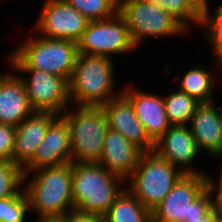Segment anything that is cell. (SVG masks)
<instances>
[{"label":"cell","mask_w":222,"mask_h":222,"mask_svg":"<svg viewBox=\"0 0 222 222\" xmlns=\"http://www.w3.org/2000/svg\"><path fill=\"white\" fill-rule=\"evenodd\" d=\"M23 186L29 209L36 215H62L74 210L72 163L24 174Z\"/></svg>","instance_id":"1"},{"label":"cell","mask_w":222,"mask_h":222,"mask_svg":"<svg viewBox=\"0 0 222 222\" xmlns=\"http://www.w3.org/2000/svg\"><path fill=\"white\" fill-rule=\"evenodd\" d=\"M33 34L35 35L26 38V41H21L7 56L9 67L42 70L61 76L69 82L78 56L77 43L71 40L48 39L34 32Z\"/></svg>","instance_id":"2"},{"label":"cell","mask_w":222,"mask_h":222,"mask_svg":"<svg viewBox=\"0 0 222 222\" xmlns=\"http://www.w3.org/2000/svg\"><path fill=\"white\" fill-rule=\"evenodd\" d=\"M125 183L124 178L108 171L99 163H72L74 209L105 215L126 188Z\"/></svg>","instance_id":"3"},{"label":"cell","mask_w":222,"mask_h":222,"mask_svg":"<svg viewBox=\"0 0 222 222\" xmlns=\"http://www.w3.org/2000/svg\"><path fill=\"white\" fill-rule=\"evenodd\" d=\"M112 61L103 56L78 54L68 82L71 105L102 106L122 93V87L115 91L117 82Z\"/></svg>","instance_id":"4"},{"label":"cell","mask_w":222,"mask_h":222,"mask_svg":"<svg viewBox=\"0 0 222 222\" xmlns=\"http://www.w3.org/2000/svg\"><path fill=\"white\" fill-rule=\"evenodd\" d=\"M61 116L70 130L71 163H98L108 129L102 107L70 105Z\"/></svg>","instance_id":"5"},{"label":"cell","mask_w":222,"mask_h":222,"mask_svg":"<svg viewBox=\"0 0 222 222\" xmlns=\"http://www.w3.org/2000/svg\"><path fill=\"white\" fill-rule=\"evenodd\" d=\"M117 14L128 26L133 44L139 49L145 38L177 37L189 32L160 5L151 0H117Z\"/></svg>","instance_id":"6"},{"label":"cell","mask_w":222,"mask_h":222,"mask_svg":"<svg viewBox=\"0 0 222 222\" xmlns=\"http://www.w3.org/2000/svg\"><path fill=\"white\" fill-rule=\"evenodd\" d=\"M184 174L154 151L144 152L126 188L151 212ZM128 185V187H127Z\"/></svg>","instance_id":"7"},{"label":"cell","mask_w":222,"mask_h":222,"mask_svg":"<svg viewBox=\"0 0 222 222\" xmlns=\"http://www.w3.org/2000/svg\"><path fill=\"white\" fill-rule=\"evenodd\" d=\"M205 174H184L151 212L152 222L202 217L212 208Z\"/></svg>","instance_id":"8"},{"label":"cell","mask_w":222,"mask_h":222,"mask_svg":"<svg viewBox=\"0 0 222 222\" xmlns=\"http://www.w3.org/2000/svg\"><path fill=\"white\" fill-rule=\"evenodd\" d=\"M78 54L103 56L113 59L115 55L136 50L128 26L118 14L98 21H91L77 42Z\"/></svg>","instance_id":"9"},{"label":"cell","mask_w":222,"mask_h":222,"mask_svg":"<svg viewBox=\"0 0 222 222\" xmlns=\"http://www.w3.org/2000/svg\"><path fill=\"white\" fill-rule=\"evenodd\" d=\"M24 82L31 106L36 112L61 115L71 104L68 81L36 69H12ZM24 73V75H23Z\"/></svg>","instance_id":"10"},{"label":"cell","mask_w":222,"mask_h":222,"mask_svg":"<svg viewBox=\"0 0 222 222\" xmlns=\"http://www.w3.org/2000/svg\"><path fill=\"white\" fill-rule=\"evenodd\" d=\"M34 31L48 39L78 42L89 20L65 0H44Z\"/></svg>","instance_id":"11"},{"label":"cell","mask_w":222,"mask_h":222,"mask_svg":"<svg viewBox=\"0 0 222 222\" xmlns=\"http://www.w3.org/2000/svg\"><path fill=\"white\" fill-rule=\"evenodd\" d=\"M161 158L169 161L183 174H206L199 167H194L200 151L189 127L170 126L154 143V150Z\"/></svg>","instance_id":"12"},{"label":"cell","mask_w":222,"mask_h":222,"mask_svg":"<svg viewBox=\"0 0 222 222\" xmlns=\"http://www.w3.org/2000/svg\"><path fill=\"white\" fill-rule=\"evenodd\" d=\"M71 163L70 130L66 120L59 115L48 127L44 139L33 158L23 167L27 174L42 167Z\"/></svg>","instance_id":"13"},{"label":"cell","mask_w":222,"mask_h":222,"mask_svg":"<svg viewBox=\"0 0 222 222\" xmlns=\"http://www.w3.org/2000/svg\"><path fill=\"white\" fill-rule=\"evenodd\" d=\"M122 93L133 105L137 119L144 126L149 139L155 143L171 126L165 112L163 95L149 93L131 84L124 85Z\"/></svg>","instance_id":"14"},{"label":"cell","mask_w":222,"mask_h":222,"mask_svg":"<svg viewBox=\"0 0 222 222\" xmlns=\"http://www.w3.org/2000/svg\"><path fill=\"white\" fill-rule=\"evenodd\" d=\"M215 101L201 103L191 116L188 127L198 150L212 158H222V106L217 109Z\"/></svg>","instance_id":"15"},{"label":"cell","mask_w":222,"mask_h":222,"mask_svg":"<svg viewBox=\"0 0 222 222\" xmlns=\"http://www.w3.org/2000/svg\"><path fill=\"white\" fill-rule=\"evenodd\" d=\"M101 107L107 118L108 128L117 131L144 152L154 150V143L137 119L132 103L123 93L110 99Z\"/></svg>","instance_id":"16"},{"label":"cell","mask_w":222,"mask_h":222,"mask_svg":"<svg viewBox=\"0 0 222 222\" xmlns=\"http://www.w3.org/2000/svg\"><path fill=\"white\" fill-rule=\"evenodd\" d=\"M143 153L144 151L136 144L108 128L98 163L126 180L138 165Z\"/></svg>","instance_id":"17"},{"label":"cell","mask_w":222,"mask_h":222,"mask_svg":"<svg viewBox=\"0 0 222 222\" xmlns=\"http://www.w3.org/2000/svg\"><path fill=\"white\" fill-rule=\"evenodd\" d=\"M35 112L19 75L0 72V123L16 127Z\"/></svg>","instance_id":"18"},{"label":"cell","mask_w":222,"mask_h":222,"mask_svg":"<svg viewBox=\"0 0 222 222\" xmlns=\"http://www.w3.org/2000/svg\"><path fill=\"white\" fill-rule=\"evenodd\" d=\"M58 116L51 112H35L16 126L13 150L15 164L23 168L33 158L49 125Z\"/></svg>","instance_id":"19"},{"label":"cell","mask_w":222,"mask_h":222,"mask_svg":"<svg viewBox=\"0 0 222 222\" xmlns=\"http://www.w3.org/2000/svg\"><path fill=\"white\" fill-rule=\"evenodd\" d=\"M216 78L217 75L215 76L205 67L197 65L190 68L182 77L176 76L174 80L179 82V90L194 97L200 103H211L215 99L213 94H215Z\"/></svg>","instance_id":"20"},{"label":"cell","mask_w":222,"mask_h":222,"mask_svg":"<svg viewBox=\"0 0 222 222\" xmlns=\"http://www.w3.org/2000/svg\"><path fill=\"white\" fill-rule=\"evenodd\" d=\"M106 222H152L151 211L125 188L104 215Z\"/></svg>","instance_id":"21"},{"label":"cell","mask_w":222,"mask_h":222,"mask_svg":"<svg viewBox=\"0 0 222 222\" xmlns=\"http://www.w3.org/2000/svg\"><path fill=\"white\" fill-rule=\"evenodd\" d=\"M209 5V0H204L199 26L205 30L206 42L211 46L216 61L215 67L222 70V4L213 11H210L212 8H209Z\"/></svg>","instance_id":"22"},{"label":"cell","mask_w":222,"mask_h":222,"mask_svg":"<svg viewBox=\"0 0 222 222\" xmlns=\"http://www.w3.org/2000/svg\"><path fill=\"white\" fill-rule=\"evenodd\" d=\"M171 91L163 96L167 119L171 126H186L201 103L178 88Z\"/></svg>","instance_id":"23"},{"label":"cell","mask_w":222,"mask_h":222,"mask_svg":"<svg viewBox=\"0 0 222 222\" xmlns=\"http://www.w3.org/2000/svg\"><path fill=\"white\" fill-rule=\"evenodd\" d=\"M174 17L188 32L201 22L204 0H151ZM193 24V25H192ZM192 26V27H191Z\"/></svg>","instance_id":"24"},{"label":"cell","mask_w":222,"mask_h":222,"mask_svg":"<svg viewBox=\"0 0 222 222\" xmlns=\"http://www.w3.org/2000/svg\"><path fill=\"white\" fill-rule=\"evenodd\" d=\"M90 22L110 18L117 14V0H65Z\"/></svg>","instance_id":"25"},{"label":"cell","mask_w":222,"mask_h":222,"mask_svg":"<svg viewBox=\"0 0 222 222\" xmlns=\"http://www.w3.org/2000/svg\"><path fill=\"white\" fill-rule=\"evenodd\" d=\"M23 168L13 161H0V199L17 195L23 188Z\"/></svg>","instance_id":"26"},{"label":"cell","mask_w":222,"mask_h":222,"mask_svg":"<svg viewBox=\"0 0 222 222\" xmlns=\"http://www.w3.org/2000/svg\"><path fill=\"white\" fill-rule=\"evenodd\" d=\"M28 211L29 202L24 189L15 196L0 199V222H25Z\"/></svg>","instance_id":"27"},{"label":"cell","mask_w":222,"mask_h":222,"mask_svg":"<svg viewBox=\"0 0 222 222\" xmlns=\"http://www.w3.org/2000/svg\"><path fill=\"white\" fill-rule=\"evenodd\" d=\"M16 127L0 123V161H13Z\"/></svg>","instance_id":"28"},{"label":"cell","mask_w":222,"mask_h":222,"mask_svg":"<svg viewBox=\"0 0 222 222\" xmlns=\"http://www.w3.org/2000/svg\"><path fill=\"white\" fill-rule=\"evenodd\" d=\"M221 172L220 177L217 180V178H214L211 176V174L207 173L206 176V182H207V189L211 193L212 197V204L213 209L217 211V213L222 216V164H221ZM217 181V182H216ZM215 194V195H214Z\"/></svg>","instance_id":"29"},{"label":"cell","mask_w":222,"mask_h":222,"mask_svg":"<svg viewBox=\"0 0 222 222\" xmlns=\"http://www.w3.org/2000/svg\"><path fill=\"white\" fill-rule=\"evenodd\" d=\"M66 222H106V220L104 215L84 213L74 209L67 214Z\"/></svg>","instance_id":"30"},{"label":"cell","mask_w":222,"mask_h":222,"mask_svg":"<svg viewBox=\"0 0 222 222\" xmlns=\"http://www.w3.org/2000/svg\"><path fill=\"white\" fill-rule=\"evenodd\" d=\"M219 214L213 208L202 217L186 218V222H218Z\"/></svg>","instance_id":"31"},{"label":"cell","mask_w":222,"mask_h":222,"mask_svg":"<svg viewBox=\"0 0 222 222\" xmlns=\"http://www.w3.org/2000/svg\"><path fill=\"white\" fill-rule=\"evenodd\" d=\"M34 222H66L67 214L62 215H38Z\"/></svg>","instance_id":"32"},{"label":"cell","mask_w":222,"mask_h":222,"mask_svg":"<svg viewBox=\"0 0 222 222\" xmlns=\"http://www.w3.org/2000/svg\"><path fill=\"white\" fill-rule=\"evenodd\" d=\"M169 222H186V220L185 219H176V220H172Z\"/></svg>","instance_id":"33"},{"label":"cell","mask_w":222,"mask_h":222,"mask_svg":"<svg viewBox=\"0 0 222 222\" xmlns=\"http://www.w3.org/2000/svg\"><path fill=\"white\" fill-rule=\"evenodd\" d=\"M218 222H222V216L219 215V220Z\"/></svg>","instance_id":"34"}]
</instances>
